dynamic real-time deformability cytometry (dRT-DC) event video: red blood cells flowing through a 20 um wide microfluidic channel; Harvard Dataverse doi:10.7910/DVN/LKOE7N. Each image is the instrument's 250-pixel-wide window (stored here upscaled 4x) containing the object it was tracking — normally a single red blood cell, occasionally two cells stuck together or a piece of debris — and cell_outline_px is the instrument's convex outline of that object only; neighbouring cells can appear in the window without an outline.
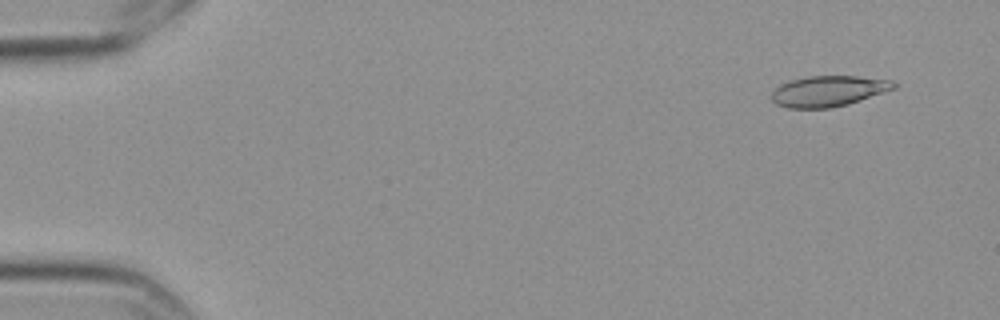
{"species": "Egyptian fruit bat (a non-hibernating species)", "species_latin": "Rousettus aegyptiacus", "temperature_condition": "cold", "stored_images_in_passage": 6, "camera_frame_rate_fps": 3000, "um_per_image_px": 0.085, "frame": {"image": 1, "passage_image": 1, "time_ms": 0.0, "image_size_px": [1000, 320], "cell_outline_px": [[896, 88], [848, 104], [832, 108], [788, 108], [776, 104], [772, 100], [772, 92], [780, 84], [788, 80], [808, 76], [856, 76], [892, 80], [896, 84]], "centroid_in_image_um": [70.4, 7.74], "position_along_channel_um": 14.6, "area_um2": 21.91}}
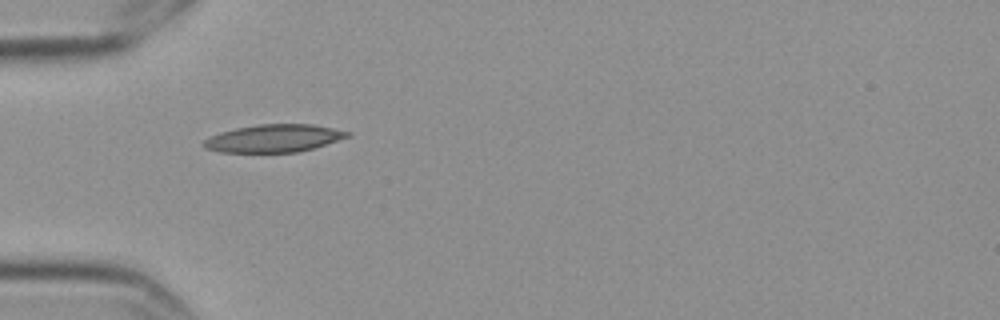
{"frame": {"image": 2, "passage_image": 5, "time_ms": 1.333, "image_size_px": [1000, 320], "cell_outline_px": [[352, 136], [312, 148], [296, 152], [220, 152], [204, 148], [200, 144], [204, 140], [220, 132], [236, 128], [256, 124], [312, 124], [352, 132]], "centroid_in_image_um": [23.27, 11.75], "position_along_channel_um": 61.7, "area_um2": 23.18}}
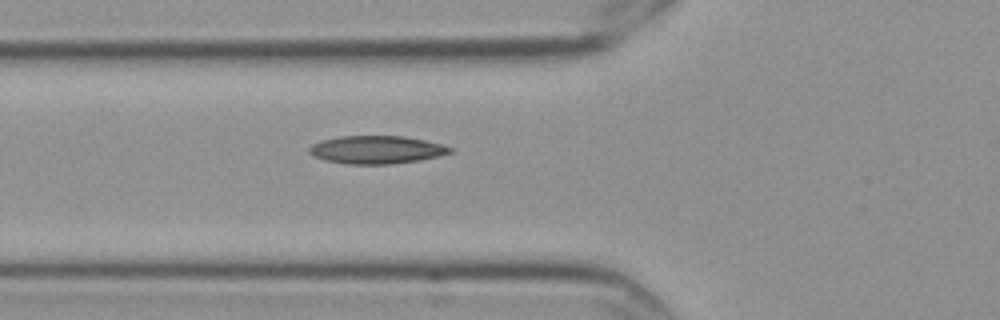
{"frame": {"image": 3, "passage_image": 6, "time_ms": 1.667, "image_size_px": [1000, 320], "cell_outline_px": [[456, 148], [452, 152], [440, 156], [420, 160], [392, 164], [348, 164], [324, 160], [312, 156], [308, 152], [308, 148], [312, 144], [320, 140], [340, 136], [404, 136], [424, 140]], "centroid_in_image_um": [31.99, 12.73], "position_along_channel_um": 93.8, "area_um2": 23.18}}